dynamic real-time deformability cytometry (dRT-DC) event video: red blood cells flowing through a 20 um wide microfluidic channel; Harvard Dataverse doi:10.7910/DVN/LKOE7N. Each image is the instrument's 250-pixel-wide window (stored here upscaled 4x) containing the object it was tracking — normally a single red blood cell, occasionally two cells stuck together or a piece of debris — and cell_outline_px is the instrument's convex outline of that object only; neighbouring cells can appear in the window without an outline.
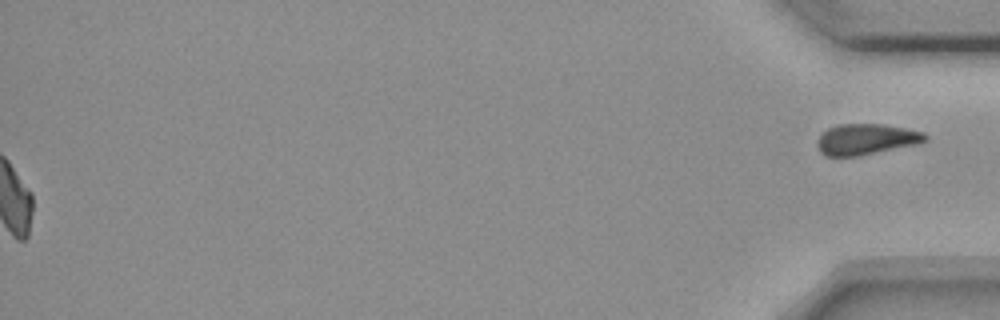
{"species": "common noctule bat (a hibernating species)", "species_latin": "Nyctalus noctula", "temperature_condition": "room temperature", "stored_images_in_passage": 57, "segment_of_instrument_passage": [2, 2], "camera_frame_rate_fps": 3000, "um_per_image_px": 0.085, "animal": {"sex": "female", "body_mass_g": 18.4}, "frame": {"image": 1, "passage_image": 57, "time_ms": 18.667, "image_size_px": [1000, 320], "cell_outline_px": [[928, 140], [920, 144], [856, 156], [824, 156], [820, 152], [816, 144], [816, 140], [828, 128], [840, 124], [880, 124], [904, 128], [924, 132], [928, 136]], "centroid_in_image_um": [73.64, 11.84], "position_along_channel_um": 361.6, "area_um2": 19.48}}